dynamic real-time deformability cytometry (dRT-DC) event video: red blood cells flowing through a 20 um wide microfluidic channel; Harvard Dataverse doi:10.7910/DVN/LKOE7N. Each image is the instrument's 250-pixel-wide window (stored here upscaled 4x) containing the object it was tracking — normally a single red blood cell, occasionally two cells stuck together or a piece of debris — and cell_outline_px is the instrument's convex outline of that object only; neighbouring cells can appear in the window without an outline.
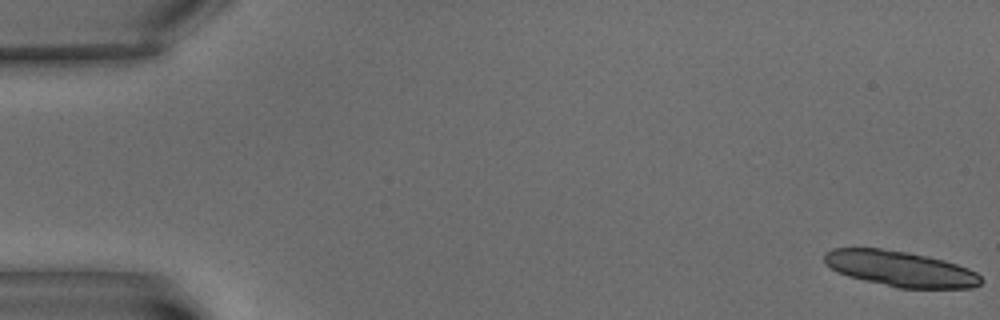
{"species": "common noctule bat (a hibernating species)", "species_latin": "Nyctalus noctula", "temperature_condition": "warm", "stored_images_in_passage": 7, "camera_frame_rate_fps": 3000, "um_per_image_px": 0.085, "animal": {"sex": "male", "body_mass_g": 15.6}, "frame": {"image": 1, "passage_image": 1, "time_ms": 0.0, "image_size_px": [1000, 320], "cell_outline_px": [[984, 280], [980, 284], [972, 288], [896, 288], [848, 276], [836, 272], [824, 264], [824, 252], [832, 248], [880, 248], [908, 252], [928, 256], [944, 260], [968, 268], [976, 272]], "centroid_in_image_um": [76.5, 22.84], "position_along_channel_um": 8.5, "area_um2": 32.71}}
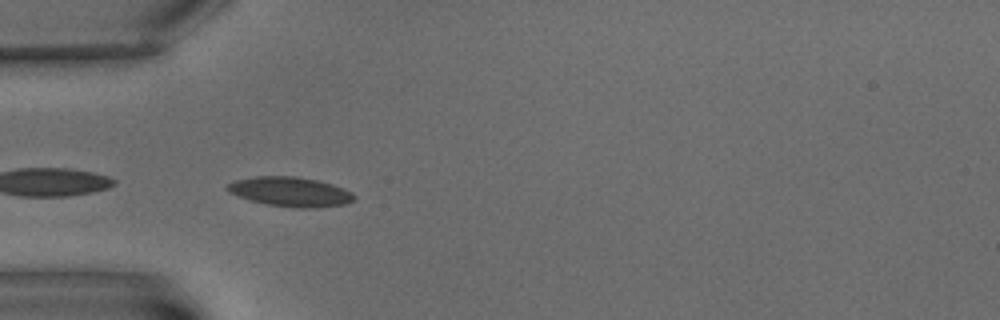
{"frame": {"image": 2, "passage_image": 6, "time_ms": 7.0, "image_size_px": [1000, 320], "cell_outline_px": [[356, 200], [344, 204], [316, 208], [292, 208], [268, 204], [252, 200], [228, 192], [224, 188], [228, 184], [236, 180], [256, 176], [296, 176], [316, 180], [332, 184], [344, 188], [352, 192], [356, 196]], "centroid_in_image_um": [24.72, 16.3], "position_along_channel_um": 60.3, "area_um2": 21.85}}
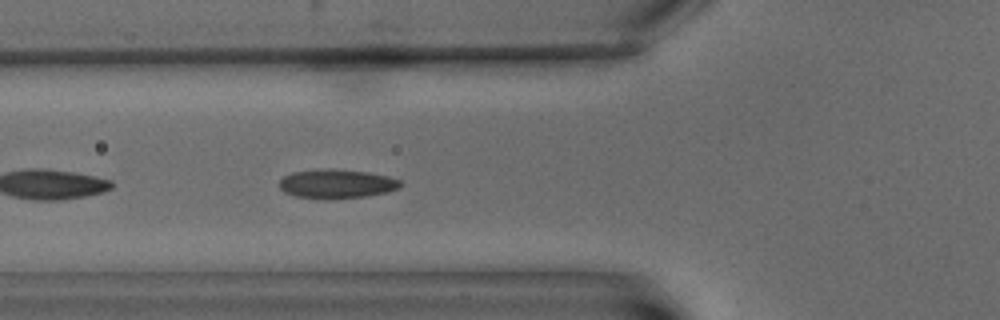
{"frame": {"image": 3, "passage_image": 7, "time_ms": 8.333, "image_size_px": [1000, 320], "cell_outline_px": [[404, 184], [400, 188], [388, 192], [364, 196], [296, 196], [284, 192], [280, 188], [280, 180], [284, 176], [292, 172], [328, 168], [332, 168], [368, 172], [388, 176], [400, 180]], "centroid_in_image_um": [28.68, 15.57], "position_along_channel_um": 97.1, "area_um2": 19.77}}